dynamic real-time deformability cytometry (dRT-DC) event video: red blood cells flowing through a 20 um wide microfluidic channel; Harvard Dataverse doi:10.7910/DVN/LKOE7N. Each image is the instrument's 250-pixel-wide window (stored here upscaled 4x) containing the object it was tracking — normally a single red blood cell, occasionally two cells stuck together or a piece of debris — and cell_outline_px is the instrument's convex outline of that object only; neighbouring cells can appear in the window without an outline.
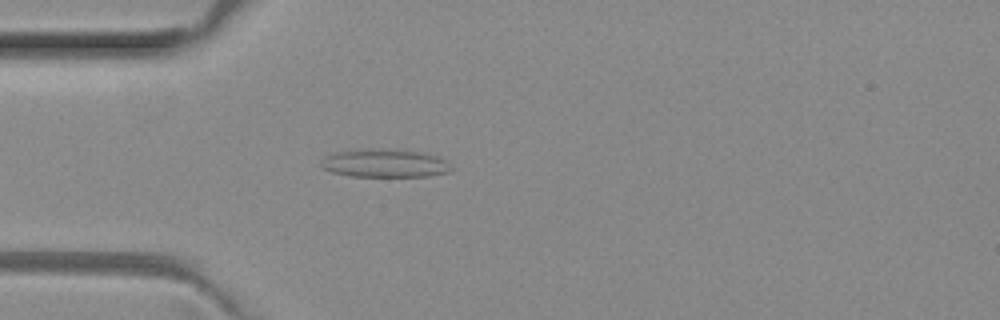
{"species": "common noctule bat (a hibernating species)", "species_latin": "Nyctalus noctula", "temperature_condition": "room temperature", "stored_images_in_passage": 3, "camera_frame_rate_fps": 3000, "um_per_image_px": 0.085, "animal": {"sex": "female", "body_mass_g": 29.2, "forearm_length_mm": 56.3}, "frame": {"image": 1, "passage_image": 3, "time_ms": 0.667, "image_size_px": [1000, 320], "cell_outline_px": [[456, 168], [448, 172], [428, 176], [352, 176], [332, 172], [324, 168], [320, 164], [324, 156], [336, 152], [360, 148], [376, 148], [416, 152], [440, 156], [448, 160]], "centroid_in_image_um": [32.75, 13.87], "position_along_channel_um": 52.2, "area_um2": 21.62}}